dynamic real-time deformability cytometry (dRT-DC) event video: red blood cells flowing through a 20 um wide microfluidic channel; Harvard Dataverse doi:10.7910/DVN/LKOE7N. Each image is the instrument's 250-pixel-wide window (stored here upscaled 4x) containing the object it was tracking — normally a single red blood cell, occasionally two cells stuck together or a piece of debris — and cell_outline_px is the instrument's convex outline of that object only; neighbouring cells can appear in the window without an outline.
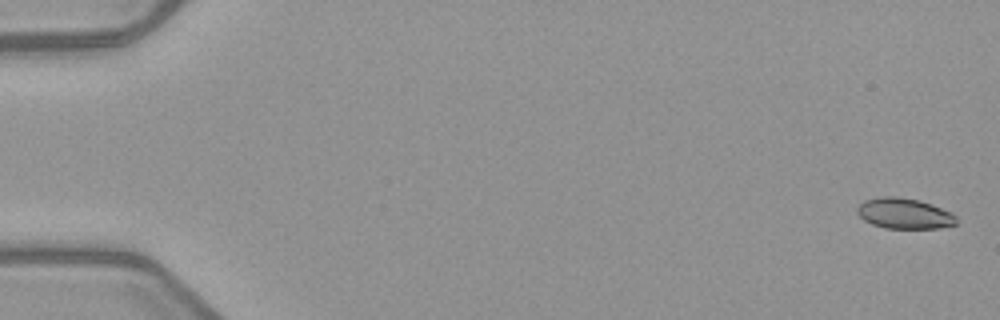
{"species": "common noctule bat (a hibernating species)", "species_latin": "Nyctalus noctula", "temperature_condition": "warm", "stored_images_in_passage": 5, "camera_frame_rate_fps": 3000, "um_per_image_px": 0.085, "animal": {"sex": "female", "body_mass_g": 21.9}, "frame": {"image": 1, "passage_image": 1, "time_ms": 0.0, "image_size_px": [1000, 320], "cell_outline_px": [[956, 224], [940, 228], [884, 228], [872, 224], [864, 220], [856, 212], [856, 208], [864, 200], [884, 196], [896, 196], [920, 200], [932, 204], [952, 212], [956, 216]], "centroid_in_image_um": [76.87, 18.14], "position_along_channel_um": 8.1, "area_um2": 17.8}}
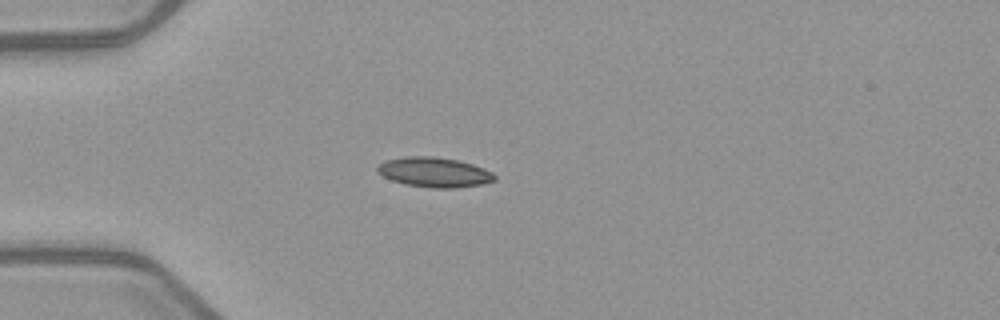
{"frame": {"image": 2, "passage_image": 4, "time_ms": 4.667, "image_size_px": [1000, 320], "cell_outline_px": [[496, 180], [480, 184], [456, 188], [432, 188], [404, 184], [392, 180], [384, 176], [376, 168], [384, 160], [404, 156], [432, 156], [460, 160], [484, 168], [492, 172], [496, 176]], "centroid_in_image_um": [36.93, 14.63], "position_along_channel_um": 48.1, "area_um2": 20.4}}